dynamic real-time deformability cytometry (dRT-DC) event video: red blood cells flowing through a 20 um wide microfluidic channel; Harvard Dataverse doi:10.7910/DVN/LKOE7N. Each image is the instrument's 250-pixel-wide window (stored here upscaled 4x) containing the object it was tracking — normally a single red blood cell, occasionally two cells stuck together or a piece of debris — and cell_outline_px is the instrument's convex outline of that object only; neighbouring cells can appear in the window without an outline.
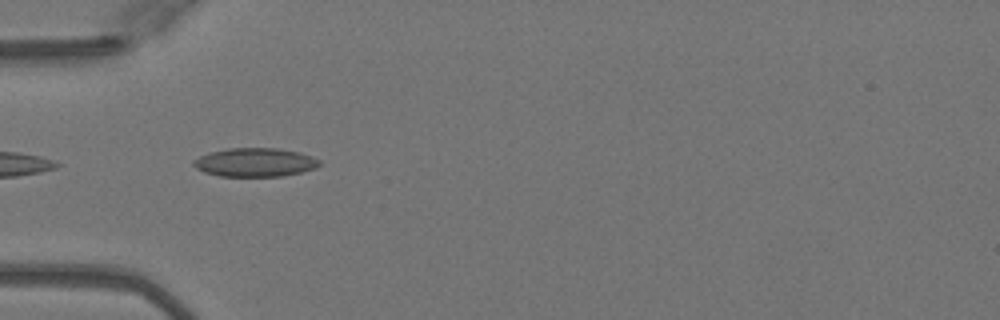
{"species": "Egyptian fruit bat (a non-hibernating species)", "species_latin": "Rousettus aegyptiacus", "temperature_condition": "warm", "stored_images_in_passage": 36, "camera_frame_rate_fps": 3000, "um_per_image_px": 0.085, "animal": {"sex": "female"}, "frame": {"image": 1, "passage_image": 2, "time_ms": 0.333, "image_size_px": [1000, 320], "cell_outline_px": [[320, 164], [316, 168], [300, 172], [280, 176], [220, 176], [204, 172], [196, 168], [192, 164], [192, 160], [208, 152], [228, 148], [276, 148], [300, 152], [320, 160]], "centroid_in_image_um": [21.64, 13.79], "position_along_channel_um": 63.4, "area_um2": 21.04}}
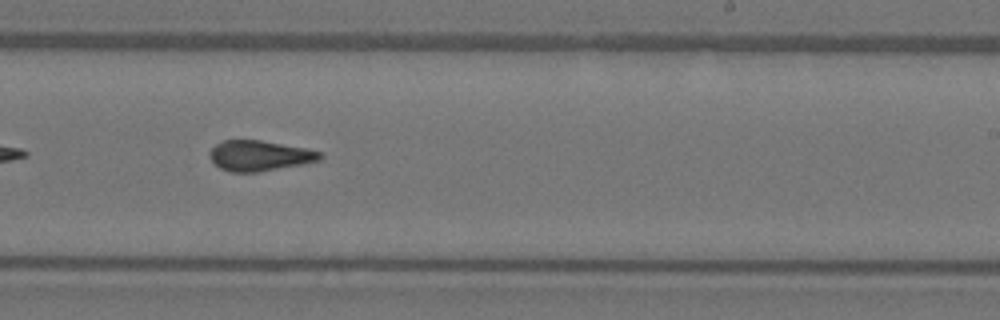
{"frame": {"image": 2, "passage_image": 17, "time_ms": 5.333, "image_size_px": [1000, 320], "cell_outline_px": [[324, 156], [320, 160], [300, 164], [256, 172], [232, 172], [220, 168], [208, 156], [208, 152], [216, 144], [224, 140], [260, 140], [304, 148], [320, 152]], "centroid_in_image_um": [22.02, 13.23], "position_along_channel_um": 267.0, "area_um2": 19.25}}
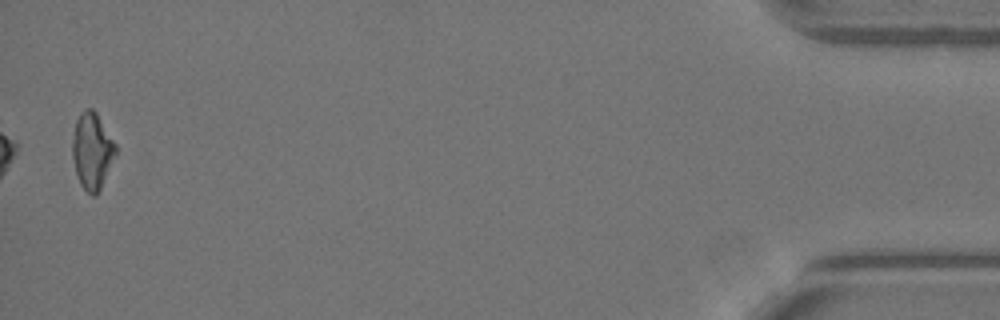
{"frame": {"image": 3, "passage_image": 35, "time_ms": 11.333, "image_size_px": [1000, 320], "cell_outline_px": [[116, 152], [100, 188], [96, 196], [92, 196], [80, 184], [76, 172], [72, 156], [72, 140], [76, 120], [80, 112], [84, 108], [92, 108], [96, 112], [116, 144]], "centroid_in_image_um": [7.81, 12.79], "position_along_channel_um": 427.4, "area_um2": 19.02}, "authors_computed_cell_mechanics": {"area_um2": 19.6231, "velocity_mm_per_s": 4.1072, "shape_relaxation_time_tau1_ms": 9.3984, "shape_relaxation_time_tau2_ms": 1.7373, "deformation_change_tau1": 0.2483, "deformation_change_tau2": 0.1178}}